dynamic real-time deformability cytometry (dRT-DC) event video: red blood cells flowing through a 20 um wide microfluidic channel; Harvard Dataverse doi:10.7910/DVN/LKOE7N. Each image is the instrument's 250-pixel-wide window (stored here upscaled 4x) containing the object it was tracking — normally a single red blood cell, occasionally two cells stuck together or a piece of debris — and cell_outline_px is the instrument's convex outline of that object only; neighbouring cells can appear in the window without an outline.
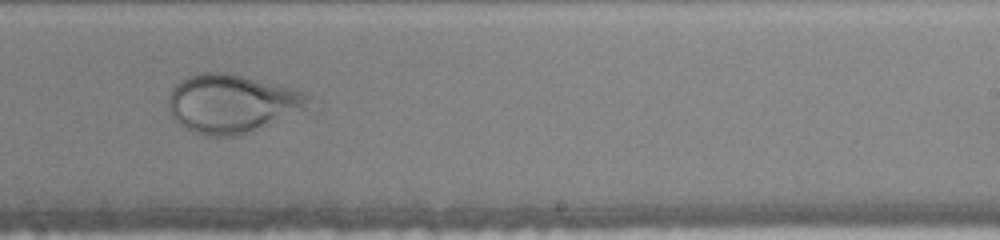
{"species": "human", "species_latin": "Homo sapiens", "temperature_condition": "warm", "stored_images_in_passage": 41, "camera_frame_rate_fps": 3000, "um_per_image_px": 0.085, "donor": {"sex": "female"}, "frame": {"image": 1, "passage_image": 24, "time_ms": 7.667, "image_size_px": [1000, 240], "cell_outline_px": [[312, 100], [304, 108], [252, 132], [240, 136], [208, 136], [196, 132], [180, 124], [172, 116], [168, 108], [168, 96], [172, 88], [180, 80], [188, 76], [200, 72], [224, 72], [308, 92], [312, 96]], "centroid_in_image_um": [19.67, 8.8], "position_along_channel_um": 269.3, "area_um2": 47.34}}